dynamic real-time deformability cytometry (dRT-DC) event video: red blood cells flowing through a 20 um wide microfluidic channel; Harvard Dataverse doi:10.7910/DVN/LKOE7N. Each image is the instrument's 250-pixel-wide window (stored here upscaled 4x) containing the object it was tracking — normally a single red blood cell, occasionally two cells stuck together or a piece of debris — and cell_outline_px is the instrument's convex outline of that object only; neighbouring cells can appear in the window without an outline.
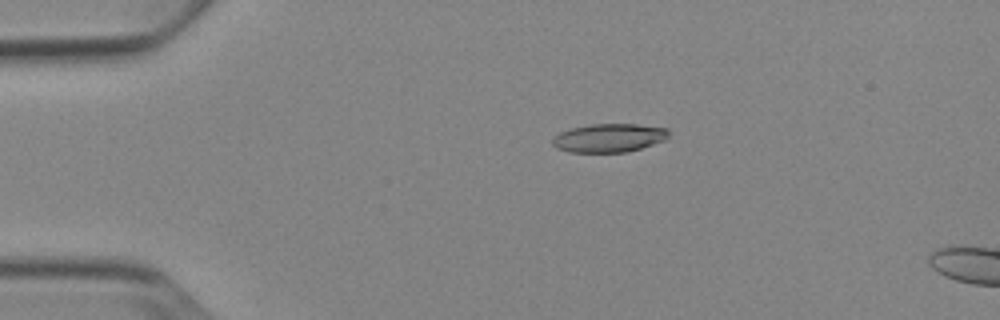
{"species": "Egyptian fruit bat (a non-hibernating species)", "species_latin": "Rousettus aegyptiacus", "temperature_condition": "cold", "stored_images_in_passage": 15, "camera_frame_rate_fps": 3000, "um_per_image_px": 0.085, "animal": {"sex": "female"}, "frame": {"image": 1, "passage_image": 11, "time_ms": 3.333, "image_size_px": [1000, 320], "cell_outline_px": [[668, 136], [664, 140], [628, 152], [568, 152], [556, 148], [552, 144], [552, 140], [560, 132], [572, 128], [588, 124], [636, 124], [668, 128]], "centroid_in_image_um": [51.75, 11.72], "position_along_channel_um": 33.3, "area_um2": 19.25}}